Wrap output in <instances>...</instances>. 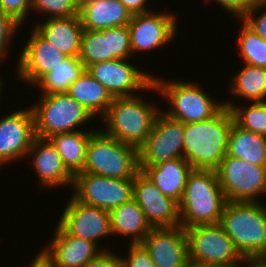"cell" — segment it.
Here are the masks:
<instances>
[{"mask_svg":"<svg viewBox=\"0 0 266 267\" xmlns=\"http://www.w3.org/2000/svg\"><path fill=\"white\" fill-rule=\"evenodd\" d=\"M233 115L224 106L202 122L184 124L183 158L193 169L216 170L227 155Z\"/></svg>","mask_w":266,"mask_h":267,"instance_id":"obj_1","label":"cell"},{"mask_svg":"<svg viewBox=\"0 0 266 267\" xmlns=\"http://www.w3.org/2000/svg\"><path fill=\"white\" fill-rule=\"evenodd\" d=\"M219 224L248 263L266 252V204L226 202Z\"/></svg>","mask_w":266,"mask_h":267,"instance_id":"obj_2","label":"cell"},{"mask_svg":"<svg viewBox=\"0 0 266 267\" xmlns=\"http://www.w3.org/2000/svg\"><path fill=\"white\" fill-rule=\"evenodd\" d=\"M226 202L216 171L192 169L178 203L180 225L218 224Z\"/></svg>","mask_w":266,"mask_h":267,"instance_id":"obj_3","label":"cell"},{"mask_svg":"<svg viewBox=\"0 0 266 267\" xmlns=\"http://www.w3.org/2000/svg\"><path fill=\"white\" fill-rule=\"evenodd\" d=\"M138 95L116 97L103 119V131L124 144L139 149L149 136L156 116L161 111L158 105ZM143 99V100H142Z\"/></svg>","mask_w":266,"mask_h":267,"instance_id":"obj_4","label":"cell"},{"mask_svg":"<svg viewBox=\"0 0 266 267\" xmlns=\"http://www.w3.org/2000/svg\"><path fill=\"white\" fill-rule=\"evenodd\" d=\"M153 83L155 92L167 99L169 108L166 107L162 112L183 124L210 119L224 107L222 101H216L196 82L168 81L154 75Z\"/></svg>","mask_w":266,"mask_h":267,"instance_id":"obj_5","label":"cell"},{"mask_svg":"<svg viewBox=\"0 0 266 267\" xmlns=\"http://www.w3.org/2000/svg\"><path fill=\"white\" fill-rule=\"evenodd\" d=\"M95 129L86 150L82 172L114 179H134L139 170L138 149Z\"/></svg>","mask_w":266,"mask_h":267,"instance_id":"obj_6","label":"cell"},{"mask_svg":"<svg viewBox=\"0 0 266 267\" xmlns=\"http://www.w3.org/2000/svg\"><path fill=\"white\" fill-rule=\"evenodd\" d=\"M39 96L38 101L35 100L30 105L36 137L48 139L55 134L84 130L82 127L94 118L83 105L67 93Z\"/></svg>","mask_w":266,"mask_h":267,"instance_id":"obj_7","label":"cell"},{"mask_svg":"<svg viewBox=\"0 0 266 267\" xmlns=\"http://www.w3.org/2000/svg\"><path fill=\"white\" fill-rule=\"evenodd\" d=\"M185 230L189 261L230 267L248 264L219 223L196 225Z\"/></svg>","mask_w":266,"mask_h":267,"instance_id":"obj_8","label":"cell"},{"mask_svg":"<svg viewBox=\"0 0 266 267\" xmlns=\"http://www.w3.org/2000/svg\"><path fill=\"white\" fill-rule=\"evenodd\" d=\"M215 171L227 202H263L259 196H266V166L226 155Z\"/></svg>","mask_w":266,"mask_h":267,"instance_id":"obj_9","label":"cell"},{"mask_svg":"<svg viewBox=\"0 0 266 267\" xmlns=\"http://www.w3.org/2000/svg\"><path fill=\"white\" fill-rule=\"evenodd\" d=\"M72 187L75 200L107 211L131 201L134 195V179H114L88 172L75 174Z\"/></svg>","mask_w":266,"mask_h":267,"instance_id":"obj_10","label":"cell"},{"mask_svg":"<svg viewBox=\"0 0 266 267\" xmlns=\"http://www.w3.org/2000/svg\"><path fill=\"white\" fill-rule=\"evenodd\" d=\"M86 70L112 95L130 97L143 91H156L153 74L145 72L129 59H113L89 65ZM138 93H137V92Z\"/></svg>","mask_w":266,"mask_h":267,"instance_id":"obj_11","label":"cell"},{"mask_svg":"<svg viewBox=\"0 0 266 267\" xmlns=\"http://www.w3.org/2000/svg\"><path fill=\"white\" fill-rule=\"evenodd\" d=\"M184 124L168 117L162 110L156 116L145 143L138 149L139 166L183 158Z\"/></svg>","mask_w":266,"mask_h":267,"instance_id":"obj_12","label":"cell"},{"mask_svg":"<svg viewBox=\"0 0 266 267\" xmlns=\"http://www.w3.org/2000/svg\"><path fill=\"white\" fill-rule=\"evenodd\" d=\"M166 12V13H165ZM177 15L171 11H151L132 15L128 24L132 55L138 52L157 51L178 36ZM153 49V50H152Z\"/></svg>","mask_w":266,"mask_h":267,"instance_id":"obj_13","label":"cell"},{"mask_svg":"<svg viewBox=\"0 0 266 267\" xmlns=\"http://www.w3.org/2000/svg\"><path fill=\"white\" fill-rule=\"evenodd\" d=\"M35 138L34 116L30 106L1 117L0 169L5 164L25 160Z\"/></svg>","mask_w":266,"mask_h":267,"instance_id":"obj_14","label":"cell"},{"mask_svg":"<svg viewBox=\"0 0 266 267\" xmlns=\"http://www.w3.org/2000/svg\"><path fill=\"white\" fill-rule=\"evenodd\" d=\"M62 210L58 224L70 235L89 240L99 247V240L111 237L110 211L90 206L72 196Z\"/></svg>","mask_w":266,"mask_h":267,"instance_id":"obj_15","label":"cell"},{"mask_svg":"<svg viewBox=\"0 0 266 267\" xmlns=\"http://www.w3.org/2000/svg\"><path fill=\"white\" fill-rule=\"evenodd\" d=\"M26 44L17 55L16 74L19 81L35 85L45 74L59 65L68 56L59 51L34 28L30 30Z\"/></svg>","mask_w":266,"mask_h":267,"instance_id":"obj_16","label":"cell"},{"mask_svg":"<svg viewBox=\"0 0 266 267\" xmlns=\"http://www.w3.org/2000/svg\"><path fill=\"white\" fill-rule=\"evenodd\" d=\"M133 199L152 228L180 225L178 203L165 196L142 171L134 177Z\"/></svg>","mask_w":266,"mask_h":267,"instance_id":"obj_17","label":"cell"},{"mask_svg":"<svg viewBox=\"0 0 266 267\" xmlns=\"http://www.w3.org/2000/svg\"><path fill=\"white\" fill-rule=\"evenodd\" d=\"M141 244L155 267H186L189 262L187 234L181 225L152 228Z\"/></svg>","mask_w":266,"mask_h":267,"instance_id":"obj_18","label":"cell"},{"mask_svg":"<svg viewBox=\"0 0 266 267\" xmlns=\"http://www.w3.org/2000/svg\"><path fill=\"white\" fill-rule=\"evenodd\" d=\"M32 158L33 170H35L41 186L55 189L66 185L72 186L74 175L66 168L61 156L49 139L36 137L27 154Z\"/></svg>","mask_w":266,"mask_h":267,"instance_id":"obj_19","label":"cell"},{"mask_svg":"<svg viewBox=\"0 0 266 267\" xmlns=\"http://www.w3.org/2000/svg\"><path fill=\"white\" fill-rule=\"evenodd\" d=\"M43 247L52 257L56 267H84L102 251L93 242L68 234L58 223L54 235Z\"/></svg>","mask_w":266,"mask_h":267,"instance_id":"obj_20","label":"cell"},{"mask_svg":"<svg viewBox=\"0 0 266 267\" xmlns=\"http://www.w3.org/2000/svg\"><path fill=\"white\" fill-rule=\"evenodd\" d=\"M132 15L119 0H80L79 18L84 30L128 25Z\"/></svg>","mask_w":266,"mask_h":267,"instance_id":"obj_21","label":"cell"},{"mask_svg":"<svg viewBox=\"0 0 266 267\" xmlns=\"http://www.w3.org/2000/svg\"><path fill=\"white\" fill-rule=\"evenodd\" d=\"M34 23V29L50 44L67 56L78 57L83 27L78 16L49 18Z\"/></svg>","mask_w":266,"mask_h":267,"instance_id":"obj_22","label":"cell"},{"mask_svg":"<svg viewBox=\"0 0 266 267\" xmlns=\"http://www.w3.org/2000/svg\"><path fill=\"white\" fill-rule=\"evenodd\" d=\"M192 166L184 158L172 159L154 166H139L148 179L165 195L179 203Z\"/></svg>","mask_w":266,"mask_h":267,"instance_id":"obj_23","label":"cell"},{"mask_svg":"<svg viewBox=\"0 0 266 267\" xmlns=\"http://www.w3.org/2000/svg\"><path fill=\"white\" fill-rule=\"evenodd\" d=\"M110 222L112 237L130 238L129 244H141L152 230L134 199L111 210Z\"/></svg>","mask_w":266,"mask_h":267,"instance_id":"obj_24","label":"cell"},{"mask_svg":"<svg viewBox=\"0 0 266 267\" xmlns=\"http://www.w3.org/2000/svg\"><path fill=\"white\" fill-rule=\"evenodd\" d=\"M66 93L83 105L94 119L97 116L103 118L114 99L87 70L70 85Z\"/></svg>","mask_w":266,"mask_h":267,"instance_id":"obj_25","label":"cell"},{"mask_svg":"<svg viewBox=\"0 0 266 267\" xmlns=\"http://www.w3.org/2000/svg\"><path fill=\"white\" fill-rule=\"evenodd\" d=\"M227 155L253 165L266 166V136L245 130L233 121Z\"/></svg>","mask_w":266,"mask_h":267,"instance_id":"obj_26","label":"cell"},{"mask_svg":"<svg viewBox=\"0 0 266 267\" xmlns=\"http://www.w3.org/2000/svg\"><path fill=\"white\" fill-rule=\"evenodd\" d=\"M87 130L59 133L48 138L61 156L66 168L73 175L84 169L87 145L95 129Z\"/></svg>","mask_w":266,"mask_h":267,"instance_id":"obj_27","label":"cell"},{"mask_svg":"<svg viewBox=\"0 0 266 267\" xmlns=\"http://www.w3.org/2000/svg\"><path fill=\"white\" fill-rule=\"evenodd\" d=\"M229 92L233 98L246 102L266 101V68L244 64L240 71L233 73Z\"/></svg>","mask_w":266,"mask_h":267,"instance_id":"obj_28","label":"cell"},{"mask_svg":"<svg viewBox=\"0 0 266 267\" xmlns=\"http://www.w3.org/2000/svg\"><path fill=\"white\" fill-rule=\"evenodd\" d=\"M86 70L79 57L68 56L45 74L35 85L41 94L66 93L70 85Z\"/></svg>","mask_w":266,"mask_h":267,"instance_id":"obj_29","label":"cell"},{"mask_svg":"<svg viewBox=\"0 0 266 267\" xmlns=\"http://www.w3.org/2000/svg\"><path fill=\"white\" fill-rule=\"evenodd\" d=\"M238 20L241 21V32L235 43L241 62L266 68V40L256 34L241 18H237Z\"/></svg>","mask_w":266,"mask_h":267,"instance_id":"obj_30","label":"cell"},{"mask_svg":"<svg viewBox=\"0 0 266 267\" xmlns=\"http://www.w3.org/2000/svg\"><path fill=\"white\" fill-rule=\"evenodd\" d=\"M230 109L234 122L241 128L266 136V101L235 104L234 100L224 101ZM242 105V106H241Z\"/></svg>","mask_w":266,"mask_h":267,"instance_id":"obj_31","label":"cell"},{"mask_svg":"<svg viewBox=\"0 0 266 267\" xmlns=\"http://www.w3.org/2000/svg\"><path fill=\"white\" fill-rule=\"evenodd\" d=\"M78 57L85 68L95 63L113 60L109 53L108 29L83 30Z\"/></svg>","mask_w":266,"mask_h":267,"instance_id":"obj_32","label":"cell"},{"mask_svg":"<svg viewBox=\"0 0 266 267\" xmlns=\"http://www.w3.org/2000/svg\"><path fill=\"white\" fill-rule=\"evenodd\" d=\"M80 0H31V10L47 14V18H68L79 15Z\"/></svg>","mask_w":266,"mask_h":267,"instance_id":"obj_33","label":"cell"},{"mask_svg":"<svg viewBox=\"0 0 266 267\" xmlns=\"http://www.w3.org/2000/svg\"><path fill=\"white\" fill-rule=\"evenodd\" d=\"M108 45L109 53L114 59H131L133 55L128 25L109 28Z\"/></svg>","mask_w":266,"mask_h":267,"instance_id":"obj_34","label":"cell"},{"mask_svg":"<svg viewBox=\"0 0 266 267\" xmlns=\"http://www.w3.org/2000/svg\"><path fill=\"white\" fill-rule=\"evenodd\" d=\"M19 28L21 25L18 22L0 10V65L7 59L6 55H9L7 48H10L9 45L14 41L15 33L18 34Z\"/></svg>","mask_w":266,"mask_h":267,"instance_id":"obj_35","label":"cell"},{"mask_svg":"<svg viewBox=\"0 0 266 267\" xmlns=\"http://www.w3.org/2000/svg\"><path fill=\"white\" fill-rule=\"evenodd\" d=\"M256 13H258V15ZM241 19L253 29L256 34L266 40V0H258Z\"/></svg>","mask_w":266,"mask_h":267,"instance_id":"obj_36","label":"cell"},{"mask_svg":"<svg viewBox=\"0 0 266 267\" xmlns=\"http://www.w3.org/2000/svg\"><path fill=\"white\" fill-rule=\"evenodd\" d=\"M129 245L128 255H120L123 267H155L149 252L142 244Z\"/></svg>","mask_w":266,"mask_h":267,"instance_id":"obj_37","label":"cell"},{"mask_svg":"<svg viewBox=\"0 0 266 267\" xmlns=\"http://www.w3.org/2000/svg\"><path fill=\"white\" fill-rule=\"evenodd\" d=\"M0 10L22 25L30 14L31 0H0Z\"/></svg>","mask_w":266,"mask_h":267,"instance_id":"obj_38","label":"cell"},{"mask_svg":"<svg viewBox=\"0 0 266 267\" xmlns=\"http://www.w3.org/2000/svg\"><path fill=\"white\" fill-rule=\"evenodd\" d=\"M210 2L212 0H209ZM216 4L232 14L236 19L242 18L258 0H214ZM208 2V0H206Z\"/></svg>","mask_w":266,"mask_h":267,"instance_id":"obj_39","label":"cell"},{"mask_svg":"<svg viewBox=\"0 0 266 267\" xmlns=\"http://www.w3.org/2000/svg\"><path fill=\"white\" fill-rule=\"evenodd\" d=\"M84 267H123L122 260L118 253L110 249L102 251L94 259L89 261Z\"/></svg>","mask_w":266,"mask_h":267,"instance_id":"obj_40","label":"cell"},{"mask_svg":"<svg viewBox=\"0 0 266 267\" xmlns=\"http://www.w3.org/2000/svg\"><path fill=\"white\" fill-rule=\"evenodd\" d=\"M131 15L145 14L153 11L148 6V0H119Z\"/></svg>","mask_w":266,"mask_h":267,"instance_id":"obj_41","label":"cell"},{"mask_svg":"<svg viewBox=\"0 0 266 267\" xmlns=\"http://www.w3.org/2000/svg\"><path fill=\"white\" fill-rule=\"evenodd\" d=\"M28 267H56L52 257L44 248L34 256Z\"/></svg>","mask_w":266,"mask_h":267,"instance_id":"obj_42","label":"cell"},{"mask_svg":"<svg viewBox=\"0 0 266 267\" xmlns=\"http://www.w3.org/2000/svg\"><path fill=\"white\" fill-rule=\"evenodd\" d=\"M186 267H230V266L216 265V264H203V263L189 261Z\"/></svg>","mask_w":266,"mask_h":267,"instance_id":"obj_43","label":"cell"},{"mask_svg":"<svg viewBox=\"0 0 266 267\" xmlns=\"http://www.w3.org/2000/svg\"><path fill=\"white\" fill-rule=\"evenodd\" d=\"M260 265H265L266 266V252L265 254L260 258L259 261H257Z\"/></svg>","mask_w":266,"mask_h":267,"instance_id":"obj_44","label":"cell"},{"mask_svg":"<svg viewBox=\"0 0 266 267\" xmlns=\"http://www.w3.org/2000/svg\"><path fill=\"white\" fill-rule=\"evenodd\" d=\"M2 77H0V98H1V94H2V88L4 87V83L3 80L1 79ZM3 85V86H2Z\"/></svg>","mask_w":266,"mask_h":267,"instance_id":"obj_45","label":"cell"},{"mask_svg":"<svg viewBox=\"0 0 266 267\" xmlns=\"http://www.w3.org/2000/svg\"><path fill=\"white\" fill-rule=\"evenodd\" d=\"M253 264H254L256 267H266L265 265H260L257 261H256V262H253Z\"/></svg>","mask_w":266,"mask_h":267,"instance_id":"obj_46","label":"cell"},{"mask_svg":"<svg viewBox=\"0 0 266 267\" xmlns=\"http://www.w3.org/2000/svg\"><path fill=\"white\" fill-rule=\"evenodd\" d=\"M245 267H256L253 263H248Z\"/></svg>","mask_w":266,"mask_h":267,"instance_id":"obj_47","label":"cell"}]
</instances>
